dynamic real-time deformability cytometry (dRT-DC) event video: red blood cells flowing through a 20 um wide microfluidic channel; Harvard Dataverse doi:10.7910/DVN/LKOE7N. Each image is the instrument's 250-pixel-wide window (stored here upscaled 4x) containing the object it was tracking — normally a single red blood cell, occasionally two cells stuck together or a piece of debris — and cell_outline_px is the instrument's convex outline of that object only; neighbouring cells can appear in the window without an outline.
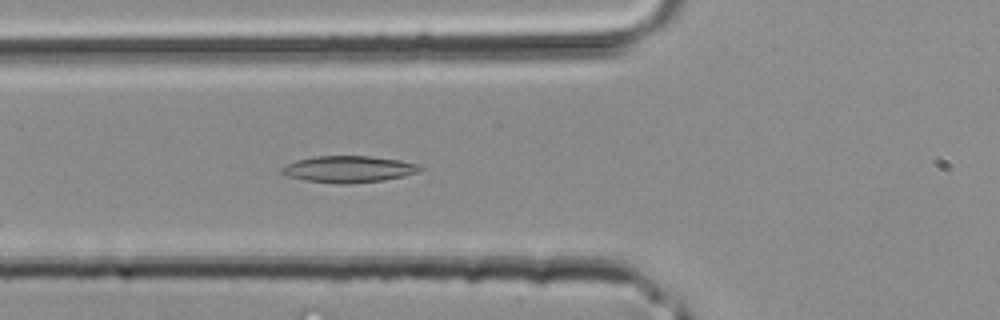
{"species": "common noctule bat (a hibernating species)", "species_latin": "Nyctalus noctula", "temperature_condition": "room temperature", "stored_images_in_passage": 32, "camera_frame_rate_fps": 3000, "um_per_image_px": 0.085, "animal": {"sex": "male", "body_mass_g": 20.4}, "frame": {"image": 1, "passage_image": 7, "time_ms": 2.0, "image_size_px": [1000, 320], "cell_outline_px": [[424, 168], [420, 172], [404, 176], [384, 180], [344, 184], [304, 180], [284, 176], [280, 172], [280, 168], [296, 160], [312, 156], [372, 156], [400, 160], [420, 164]], "centroid_in_image_um": [29.65, 14.37], "position_along_channel_um": 96.2, "area_um2": 21.68}}
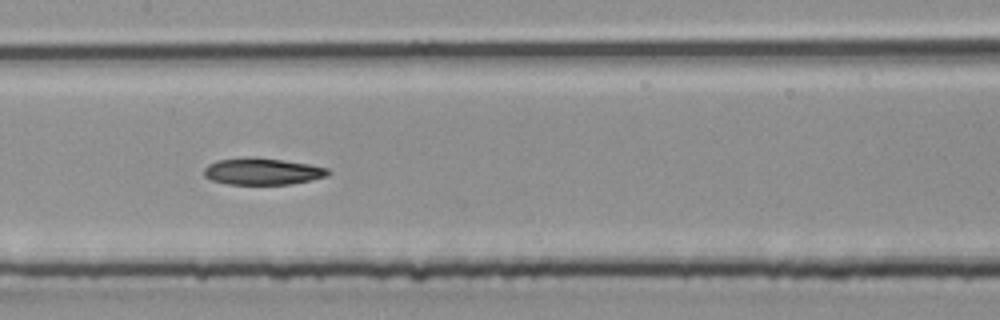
{"frame": {"image": 2, "passage_image": 12, "time_ms": 3.667, "image_size_px": [1000, 320], "cell_outline_px": [[332, 172], [328, 176], [292, 184], [228, 184], [212, 180], [204, 176], [204, 168], [208, 164], [216, 160], [244, 156], [256, 156], [308, 164], [328, 168]], "centroid_in_image_um": [22.29, 14.55], "position_along_channel_um": 185.1, "area_um2": 19.59}}
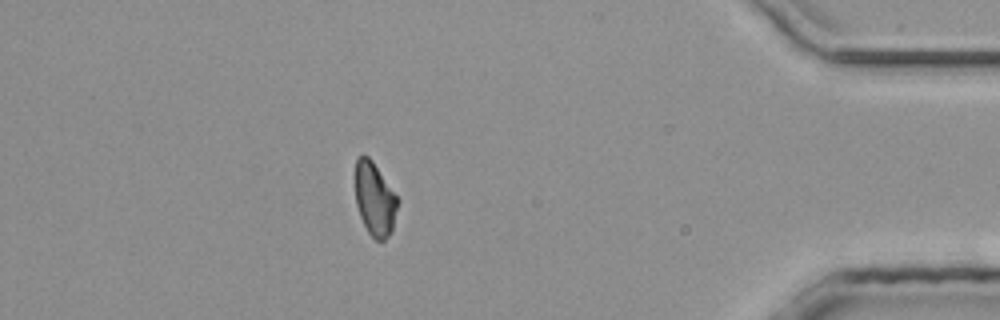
{"frame": {"image": 3, "passage_image": 27, "time_ms": 8.667, "image_size_px": [1000, 320], "cell_outline_px": [[400, 200], [392, 232], [380, 244], [368, 232], [360, 216], [356, 204], [356, 156], [368, 156], [372, 160]], "centroid_in_image_um": [31.88, 16.96], "position_along_channel_um": 403.3, "area_um2": 18.26}}